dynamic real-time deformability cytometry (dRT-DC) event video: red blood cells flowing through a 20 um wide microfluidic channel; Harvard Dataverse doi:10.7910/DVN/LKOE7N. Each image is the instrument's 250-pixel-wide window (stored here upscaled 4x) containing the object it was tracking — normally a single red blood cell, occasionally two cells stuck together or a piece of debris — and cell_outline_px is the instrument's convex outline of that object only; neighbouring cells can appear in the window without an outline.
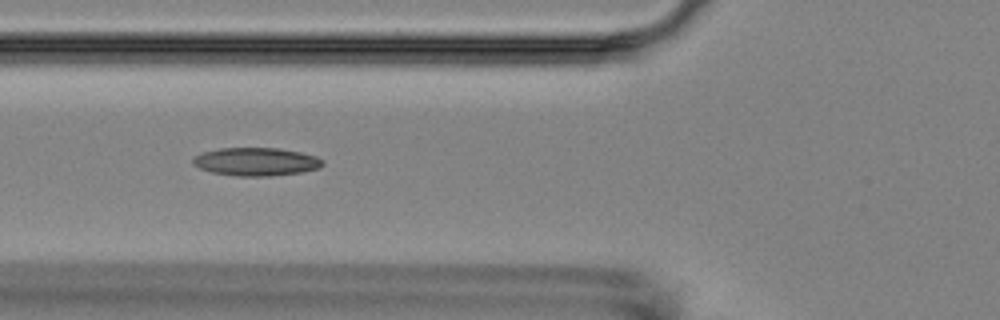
{"species": "Egyptian fruit bat (a non-hibernating species)", "species_latin": "Rousettus aegyptiacus", "temperature_condition": "room temperature", "stored_images_in_passage": 7, "camera_frame_rate_fps": 3000, "um_per_image_px": 0.085, "animal": {"sex": "female"}, "frame": {"image": 1, "passage_image": 6, "time_ms": 6.667, "image_size_px": [1000, 320], "cell_outline_px": [[324, 164], [320, 168], [300, 172], [272, 176], [236, 176], [212, 172], [200, 168], [192, 164], [192, 156], [204, 152], [220, 148], [276, 148], [300, 152], [316, 156], [324, 160]], "centroid_in_image_um": [21.76, 13.74], "position_along_channel_um": 104.0, "area_um2": 21.33}}